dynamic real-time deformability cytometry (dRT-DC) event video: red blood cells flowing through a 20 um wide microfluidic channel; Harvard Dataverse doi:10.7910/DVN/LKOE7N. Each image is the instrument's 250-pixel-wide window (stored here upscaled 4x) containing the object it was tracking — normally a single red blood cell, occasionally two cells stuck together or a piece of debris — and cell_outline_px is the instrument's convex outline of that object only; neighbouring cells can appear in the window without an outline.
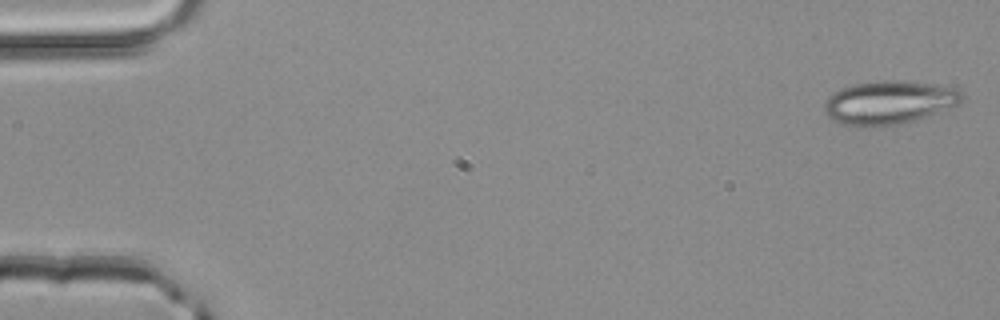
{"species": "common noctule bat (a hibernating species)", "species_latin": "Nyctalus noctula", "temperature_condition": "room temperature", "stored_images_in_passage": 3, "camera_frame_rate_fps": 3000, "um_per_image_px": 0.085, "animal": {"sex": "male", "body_mass_g": 20.4}, "frame": {"image": 1, "passage_image": 1, "time_ms": 0.0, "image_size_px": [1000, 320], "cell_outline_px": [[964, 96], [956, 104], [936, 112], [912, 120], [896, 124], [868, 128], [856, 128], [844, 124], [828, 116], [824, 112], [824, 100], [832, 92], [840, 88], [852, 84], [884, 80], [904, 80], [936, 84], [956, 88]], "centroid_in_image_um": [75.48, 8.7], "position_along_channel_um": 9.5, "area_um2": 34.85}}